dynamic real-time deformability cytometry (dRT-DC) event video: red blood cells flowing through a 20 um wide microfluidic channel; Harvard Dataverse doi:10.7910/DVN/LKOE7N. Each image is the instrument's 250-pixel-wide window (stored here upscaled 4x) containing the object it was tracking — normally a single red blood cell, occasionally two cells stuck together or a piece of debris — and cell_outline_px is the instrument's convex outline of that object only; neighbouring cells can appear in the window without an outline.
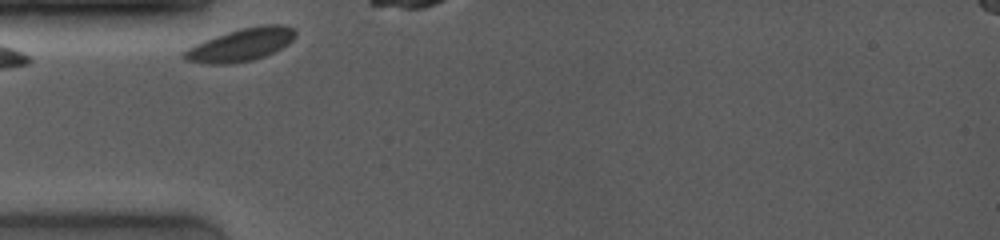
{"species": "common noctule bat (a hibernating species)", "species_latin": "Nyctalus noctula", "temperature_condition": "room temperature", "stored_images_in_passage": 8, "camera_frame_rate_fps": 4000, "um_per_image_px": 0.085, "animal": {"sex": "female", "body_mass_g": 19.0, "forearm_length_mm": 53.3}, "frame": {"image": 1, "passage_image": 1, "time_ms": 0.0, "image_size_px": [1000, 240], "cell_outline_px": [[296, 36], [288, 44], [264, 56], [252, 60], [228, 64], [208, 64], [184, 60], [180, 56], [180, 52], [196, 44], [216, 36], [240, 28], [264, 24], [284, 24], [296, 28]], "centroid_in_image_um": [20.47, 3.8], "position_along_channel_um": 64.5, "area_um2": 21.33}}